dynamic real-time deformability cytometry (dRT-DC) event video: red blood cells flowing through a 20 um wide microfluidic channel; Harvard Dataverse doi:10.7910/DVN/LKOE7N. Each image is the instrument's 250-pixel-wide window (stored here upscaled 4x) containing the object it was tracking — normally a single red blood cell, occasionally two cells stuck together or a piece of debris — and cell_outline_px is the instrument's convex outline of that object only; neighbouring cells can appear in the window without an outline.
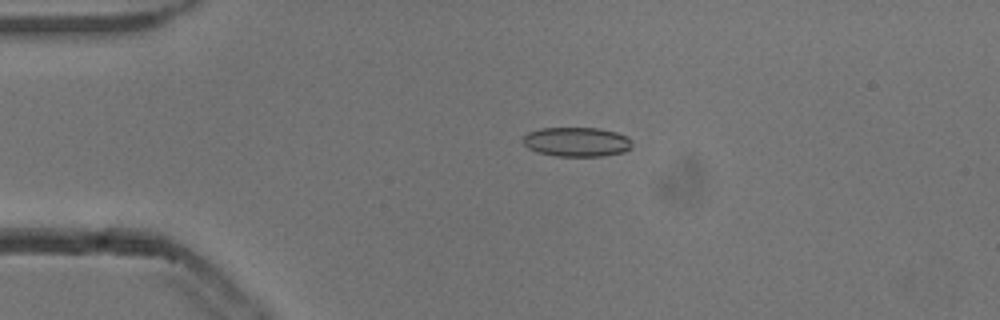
{"species": "common noctule bat (a hibernating species)", "species_latin": "Nyctalus noctula", "temperature_condition": "cold", "stored_images_in_passage": 48, "camera_frame_rate_fps": 3000, "um_per_image_px": 0.085, "animal": {"sex": "male", "body_mass_g": 13.3}, "frame": {"image": 1, "passage_image": 6, "time_ms": 1.667, "image_size_px": [1000, 320], "cell_outline_px": [[632, 148], [624, 152], [600, 156], [556, 156], [536, 152], [528, 148], [520, 140], [528, 132], [540, 128], [600, 128], [616, 132], [628, 136], [632, 144]], "centroid_in_image_um": [49.01, 12.06], "position_along_channel_um": 36.0, "area_um2": 18.9}}
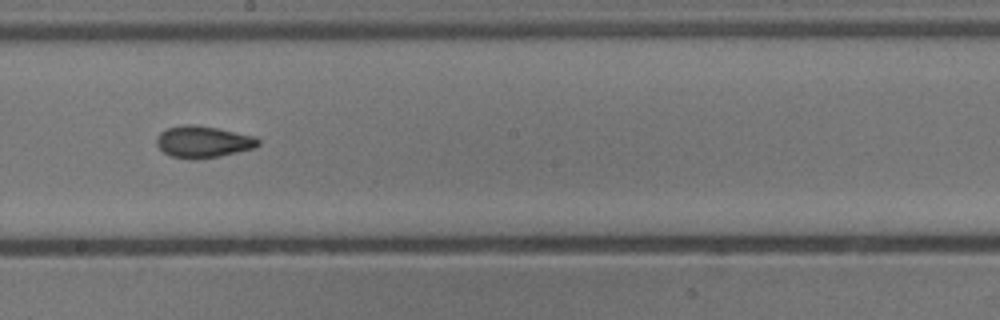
{"frame": {"image": 2, "passage_image": 24, "time_ms": 7.667, "image_size_px": [1000, 320], "cell_outline_px": [[260, 144], [256, 148], [220, 156], [196, 160], [192, 160], [172, 156], [164, 152], [156, 144], [156, 136], [160, 132], [168, 128], [184, 124], [192, 124], [220, 128], [256, 136], [260, 140]], "centroid_in_image_um": [17.3, 12.05], "position_along_channel_um": 230.9, "area_um2": 19.13}}
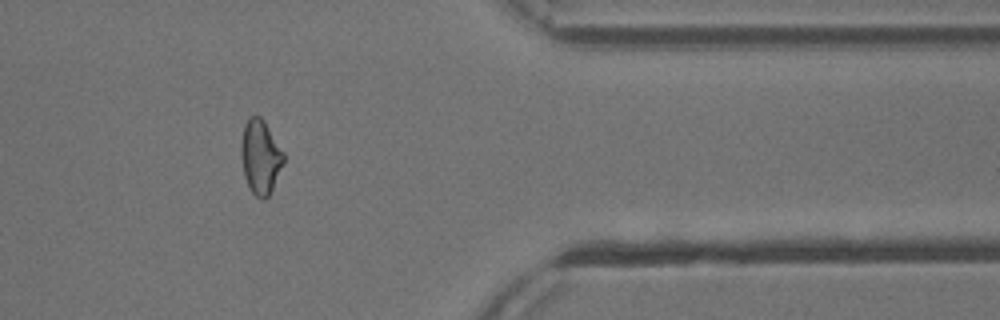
{"frame": {"image": 3, "passage_image": 38, "time_ms": 12.333, "image_size_px": [1000, 320], "cell_outline_px": [[284, 164], [268, 196], [264, 200], [260, 200], [252, 192], [244, 176], [240, 152], [240, 144], [244, 124], [248, 116], [260, 116], [264, 120], [284, 152]], "centroid_in_image_um": [22.13, 13.31], "position_along_channel_um": 389.3, "area_um2": 18.55}, "authors_computed_cell_mechanics": {"area_um2": 18.496, "velocity_mm_per_s": 3.857, "shape_relaxation_time_tau1_ms": 6.0894, "shape_relaxation_time_tau2_ms": 2.6766, "deformation_change_tau1": 0.1261, "deformation_change_tau2": 0.0798}}